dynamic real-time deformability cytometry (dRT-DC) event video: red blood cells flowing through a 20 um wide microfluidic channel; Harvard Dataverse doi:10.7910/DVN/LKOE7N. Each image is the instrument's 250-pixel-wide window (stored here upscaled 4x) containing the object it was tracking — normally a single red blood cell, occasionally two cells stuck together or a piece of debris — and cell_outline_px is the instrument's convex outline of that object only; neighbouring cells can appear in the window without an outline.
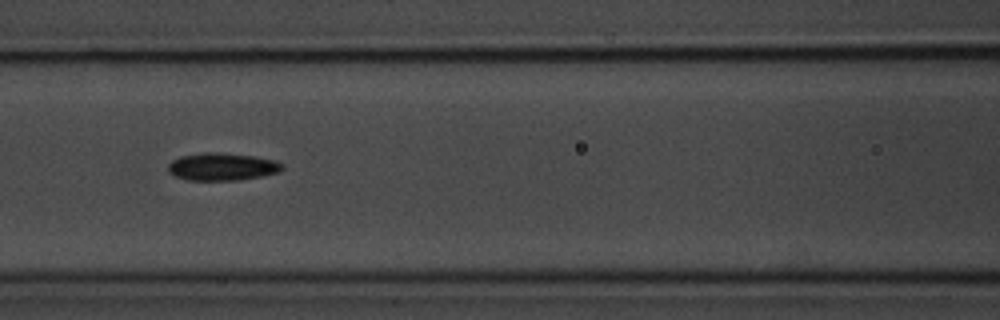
{"species": "common noctule bat (a hibernating species)", "species_latin": "Nyctalus noctula", "temperature_condition": "room temperature", "stored_images_in_passage": 7, "camera_frame_rate_fps": 3000, "um_per_image_px": 0.085, "animal": {"sex": "male", "body_mass_g": 20.1, "forearm_length_mm": 53.5}, "frame": {"image": 1, "passage_image": 3, "time_ms": 2.333, "image_size_px": [1000, 320], "cell_outline_px": [[284, 168], [276, 172], [260, 176], [236, 180], [188, 180], [176, 176], [168, 172], [168, 164], [172, 160], [180, 156], [204, 152], [216, 152], [252, 156], [276, 160], [284, 164]], "centroid_in_image_um": [18.86, 14.16], "position_along_channel_um": 147.7, "area_um2": 18.21}}
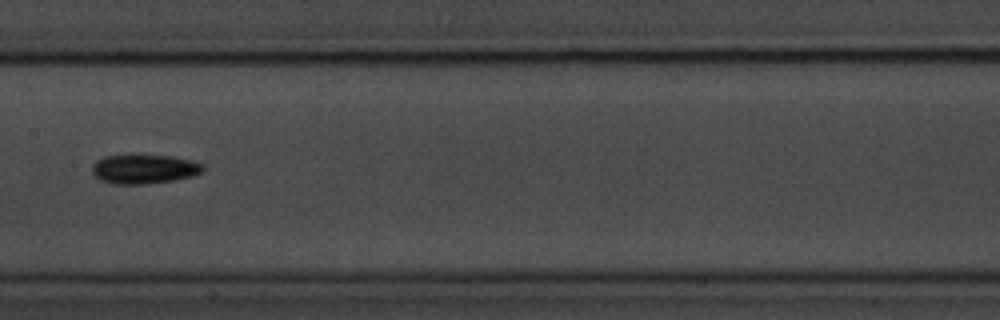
{"frame": {"image": 2, "passage_image": 4, "time_ms": 3.667, "image_size_px": [1000, 320], "cell_outline_px": [[204, 172], [192, 176], [176, 180], [144, 184], [112, 184], [100, 180], [92, 172], [92, 164], [96, 160], [104, 156], [172, 156], [192, 160], [204, 164]], "centroid_in_image_um": [12.28, 14.38], "position_along_channel_um": 195.1, "area_um2": 18.9}}
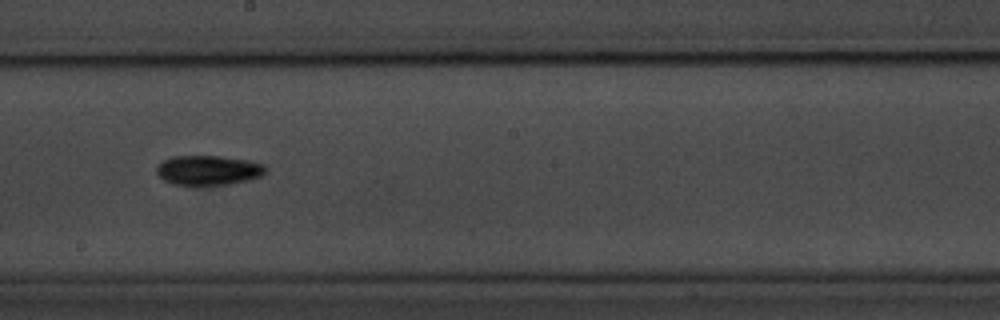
{"frame": {"image": 3, "passage_image": 5, "time_ms": 4.667, "image_size_px": [1000, 320], "cell_outline_px": [[268, 168], [260, 176], [248, 180], [228, 184], [172, 184], [164, 180], [156, 172], [156, 168], [164, 160], [172, 156], [220, 156], [248, 160], [264, 164]], "centroid_in_image_um": [17.72, 14.45], "position_along_channel_um": 230.5, "area_um2": 18.61}}